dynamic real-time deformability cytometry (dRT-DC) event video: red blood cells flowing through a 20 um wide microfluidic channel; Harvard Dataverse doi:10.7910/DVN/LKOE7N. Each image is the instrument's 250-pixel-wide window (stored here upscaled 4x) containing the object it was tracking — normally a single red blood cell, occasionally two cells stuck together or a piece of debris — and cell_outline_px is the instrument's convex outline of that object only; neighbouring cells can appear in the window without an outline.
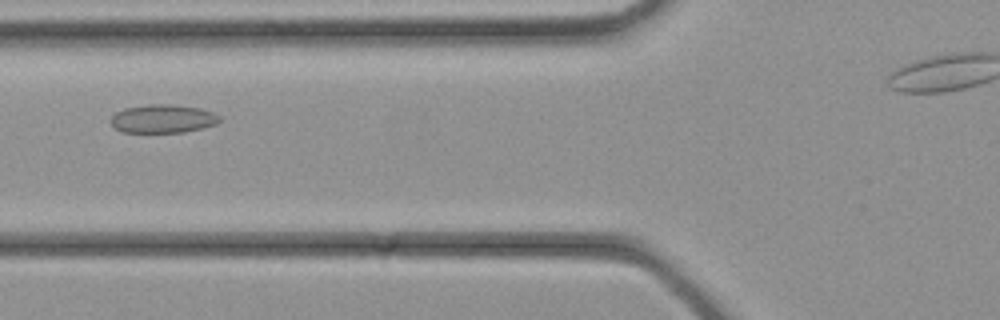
{"species": "common noctule bat (a hibernating species)", "species_latin": "Nyctalus noctula", "temperature_condition": "cold", "stored_images_in_passage": 25, "camera_frame_rate_fps": 3000, "um_per_image_px": 0.085, "animal": {"sex": "female", "body_mass_g": 21.9}, "frame": {"image": 1, "passage_image": 8, "time_ms": 2.333, "image_size_px": [1000, 320], "cell_outline_px": [[220, 120], [216, 124], [204, 128], [184, 132], [120, 132], [108, 120], [116, 112], [124, 108], [152, 104], [172, 104], [200, 108], [212, 112], [220, 116]], "centroid_in_image_um": [13.84, 10.09], "position_along_channel_um": 112.0, "area_um2": 18.09}}
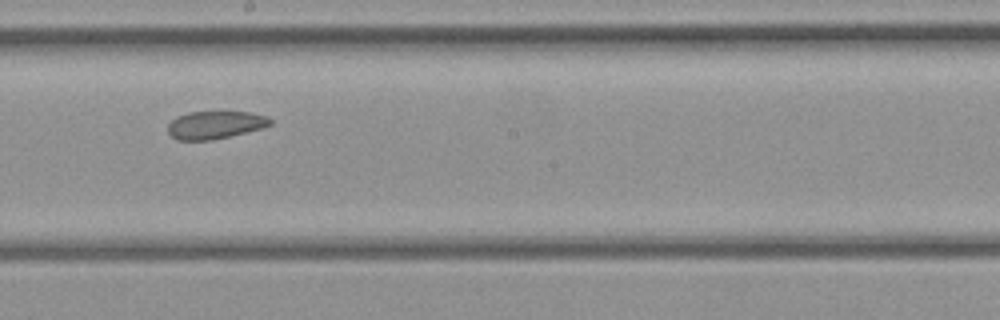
{"frame": {"image": 2, "passage_image": 14, "time_ms": 4.333, "image_size_px": [1000, 320], "cell_outline_px": [[272, 124], [264, 128], [212, 140], [176, 140], [168, 132], [168, 124], [176, 116], [188, 112], [248, 112], [268, 116], [272, 120]], "centroid_in_image_um": [18.3, 10.62], "position_along_channel_um": 229.9, "area_um2": 16.65}}
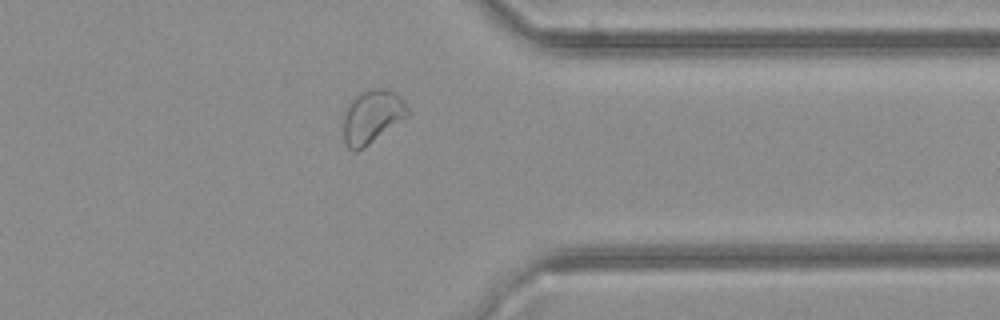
{"frame": {"image": 3, "passage_image": 22, "time_ms": 7.0, "image_size_px": [1000, 320], "cell_outline_px": [[408, 116], [364, 148], [356, 152], [352, 152], [344, 144], [344, 112], [348, 100], [360, 92], [368, 88], [384, 88], [396, 92], [400, 96], [408, 108]], "centroid_in_image_um": [31.59, 9.9], "position_along_channel_um": 379.8, "area_um2": 20.4}}